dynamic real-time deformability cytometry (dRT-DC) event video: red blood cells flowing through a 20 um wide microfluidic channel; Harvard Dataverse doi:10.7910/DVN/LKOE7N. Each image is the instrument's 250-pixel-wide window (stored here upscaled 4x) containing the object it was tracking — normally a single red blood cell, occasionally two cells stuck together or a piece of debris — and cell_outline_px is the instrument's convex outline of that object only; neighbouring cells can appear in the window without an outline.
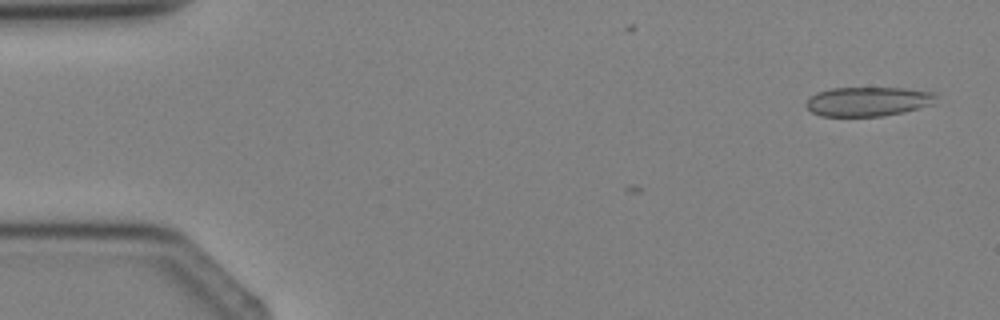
{"species": "Egyptian fruit bat (a non-hibernating species)", "species_latin": "Rousettus aegyptiacus", "temperature_condition": "cold", "stored_images_in_passage": 4, "segment_of_instrument_passage": [1, 2], "camera_frame_rate_fps": 3000, "um_per_image_px": 0.085, "animal": {"sex": "female"}, "frame": {"image": 1, "passage_image": 1, "time_ms": 0.0, "image_size_px": [1000, 320], "cell_outline_px": [[936, 104], [904, 112], [884, 116], [820, 116], [812, 112], [804, 104], [816, 92], [832, 88], [904, 88], [936, 92]], "centroid_in_image_um": [73.83, 8.63], "position_along_channel_um": 11.2, "area_um2": 22.43}}